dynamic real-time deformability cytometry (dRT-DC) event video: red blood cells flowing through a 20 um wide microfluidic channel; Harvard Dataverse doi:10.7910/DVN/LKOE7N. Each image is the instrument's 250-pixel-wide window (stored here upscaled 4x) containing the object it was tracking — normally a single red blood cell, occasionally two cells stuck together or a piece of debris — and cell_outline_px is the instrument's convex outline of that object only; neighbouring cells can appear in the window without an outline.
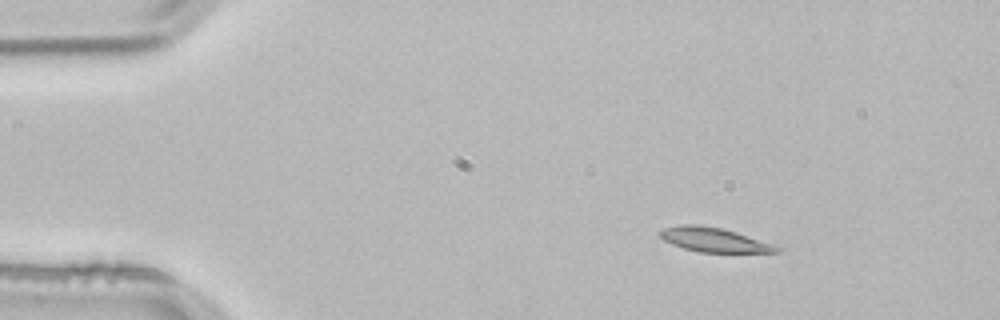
{"species": "common noctule bat (a hibernating species)", "species_latin": "Nyctalus noctula", "temperature_condition": "room temperature", "stored_images_in_passage": 3, "camera_frame_rate_fps": 3000, "um_per_image_px": 0.085, "animal": {"sex": "male", "body_mass_g": 21.5, "forearm_length_mm": 52.0}, "frame": {"image": 1, "passage_image": 1, "time_ms": 0.0, "image_size_px": [1000, 320], "cell_outline_px": [[784, 248], [780, 252], [700, 252], [684, 248], [672, 244], [664, 240], [656, 232], [664, 228], [680, 224], [696, 224], [720, 228], [736, 232]], "centroid_in_image_um": [60.67, 20.38], "position_along_channel_um": 24.3, "area_um2": 16.42}}
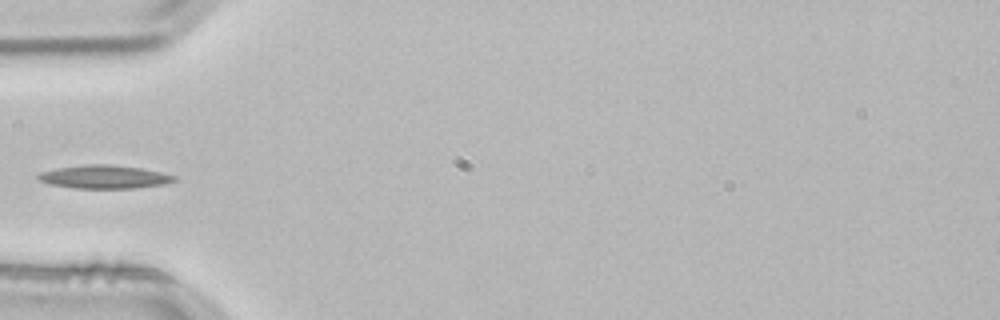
{"frame": {"image": 2, "passage_image": 3, "time_ms": 0.667, "image_size_px": [1000, 320], "cell_outline_px": [[176, 180], [164, 184], [136, 188], [72, 188], [48, 184], [40, 180], [36, 176], [40, 172], [56, 168], [88, 164], [108, 164], [140, 168], [160, 172], [176, 176]], "centroid_in_image_um": [8.83, 15.03], "position_along_channel_um": 76.2, "area_um2": 18.44}}